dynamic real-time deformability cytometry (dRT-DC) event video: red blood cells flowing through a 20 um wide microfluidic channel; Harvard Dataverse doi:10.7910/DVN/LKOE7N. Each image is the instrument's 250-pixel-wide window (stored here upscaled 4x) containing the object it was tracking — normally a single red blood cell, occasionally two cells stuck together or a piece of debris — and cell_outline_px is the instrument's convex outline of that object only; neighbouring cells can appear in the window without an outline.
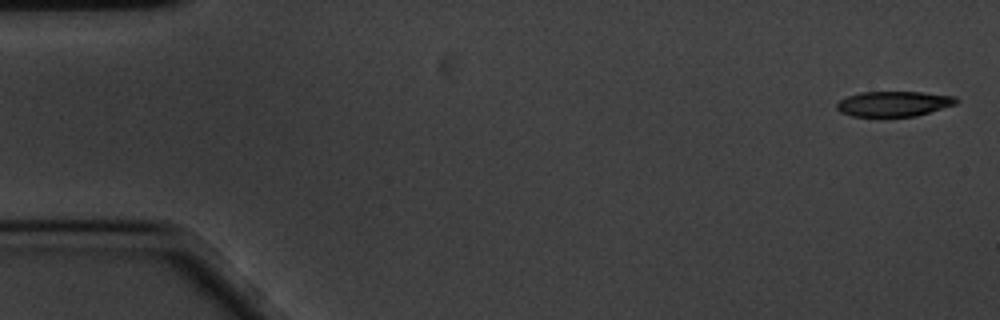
{"species": "common noctule bat (a hibernating species)", "species_latin": "Nyctalus noctula", "temperature_condition": "cold", "stored_images_in_passage": 51, "camera_frame_rate_fps": 3000, "um_per_image_px": 0.085, "animal": {"sex": "male", "body_mass_g": 20.1, "forearm_length_mm": 53.5}, "frame": {"image": 1, "passage_image": 1, "time_ms": 0.0, "image_size_px": [1000, 320], "cell_outline_px": [[960, 100], [956, 104], [916, 116], [852, 116], [840, 112], [836, 108], [836, 104], [840, 100], [848, 96], [860, 92], [924, 92], [956, 96]], "centroid_in_image_um": [75.99, 8.81], "position_along_channel_um": 9.0, "area_um2": 17.57}}
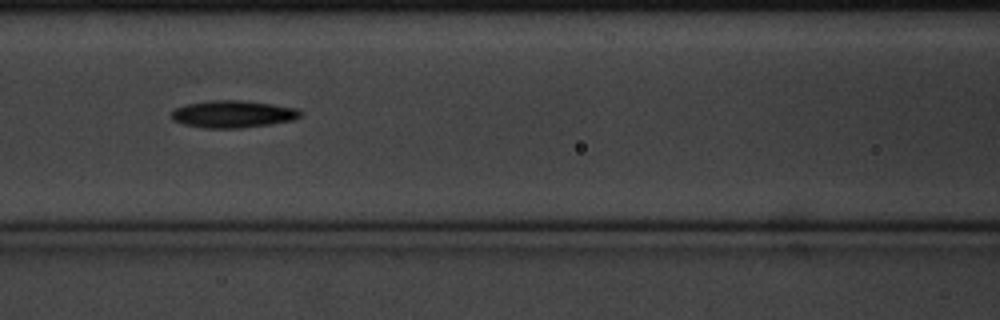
{"frame": {"image": 2, "passage_image": 24, "time_ms": 7.667, "image_size_px": [1000, 320], "cell_outline_px": [[304, 112], [300, 116], [292, 120], [268, 124], [240, 128], [200, 128], [184, 124], [172, 120], [172, 112], [176, 108], [188, 104], [212, 100], [240, 100], [272, 104], [296, 108]], "centroid_in_image_um": [19.8, 9.7], "position_along_channel_um": 146.8, "area_um2": 20.29}}
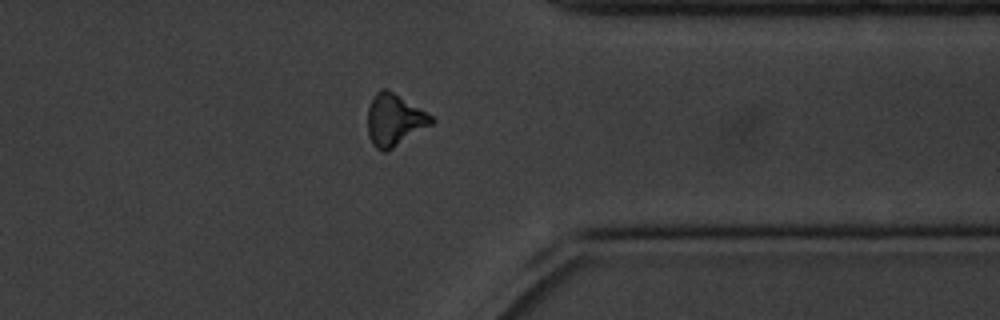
{"frame": {"image": 3, "passage_image": 45, "time_ms": 14.667, "image_size_px": [1000, 320], "cell_outline_px": [[436, 120], [432, 124], [392, 148], [384, 152], [376, 148], [372, 144], [368, 136], [368, 108], [376, 92], [380, 88], [384, 88], [392, 92], [432, 116]], "centroid_in_image_um": [33.49, 10.21], "position_along_channel_um": 377.9, "area_um2": 18.84}}